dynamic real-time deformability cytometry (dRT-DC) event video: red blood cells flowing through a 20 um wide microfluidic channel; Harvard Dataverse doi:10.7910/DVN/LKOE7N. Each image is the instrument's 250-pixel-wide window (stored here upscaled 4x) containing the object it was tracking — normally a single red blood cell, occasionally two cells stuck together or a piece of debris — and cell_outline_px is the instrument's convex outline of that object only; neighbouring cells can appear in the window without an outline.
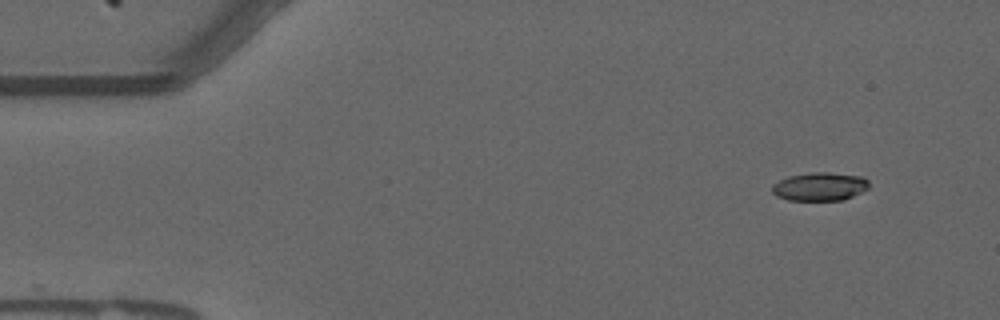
{"species": "common noctule bat (a hibernating species)", "species_latin": "Nyctalus noctula", "temperature_condition": "warm", "stored_images_in_passage": 51, "camera_frame_rate_fps": 3000, "um_per_image_px": 0.085, "animal": {"sex": "male", "forearm_length_mm": 52.5}, "frame": {"image": 1, "passage_image": 1, "time_ms": 0.0, "image_size_px": [1000, 320], "cell_outline_px": [[868, 188], [844, 200], [788, 200], [776, 196], [772, 192], [772, 184], [788, 176], [812, 172], [828, 172], [864, 176], [868, 180]], "centroid_in_image_um": [69.67, 15.85], "position_along_channel_um": 15.3, "area_um2": 16.07}}
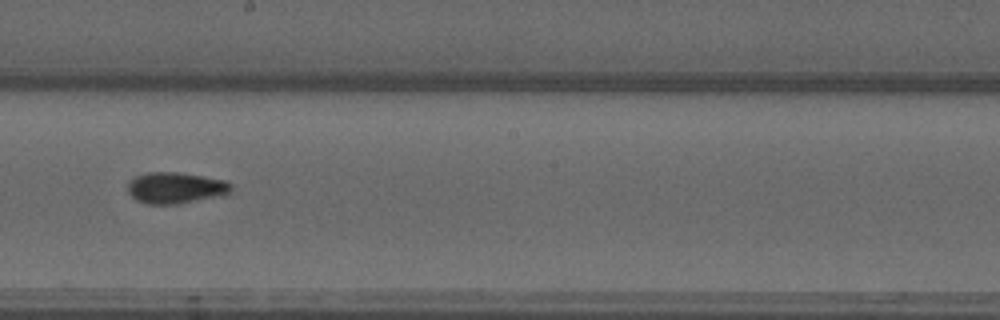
{"frame": {"image": 2, "passage_image": 27, "time_ms": 8.667, "image_size_px": [1000, 320], "cell_outline_px": [[232, 192], [224, 196], [180, 204], [148, 204], [136, 200], [128, 192], [128, 184], [136, 176], [148, 172], [176, 172], [204, 176], [224, 180], [232, 184]], "centroid_in_image_um": [14.99, 15.98], "position_along_channel_um": 233.2, "area_um2": 19.07}}
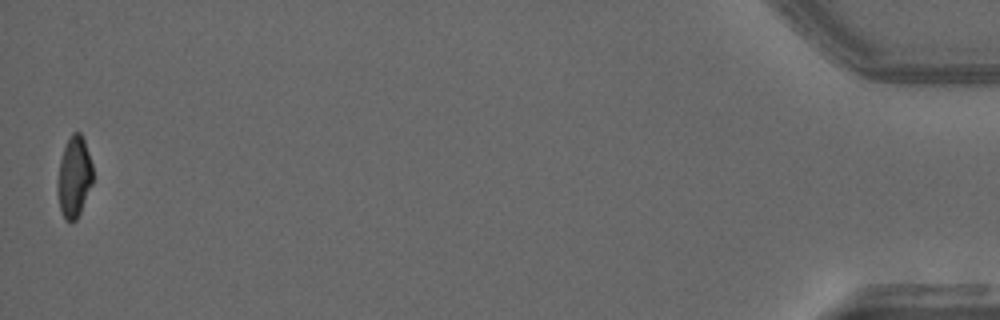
{"frame": {"image": 3, "passage_image": 51, "time_ms": 16.667, "image_size_px": [1000, 320], "cell_outline_px": [[92, 184], [80, 212], [76, 220], [72, 224], [64, 220], [60, 208], [56, 188], [56, 184], [60, 160], [64, 148], [72, 132], [80, 132], [84, 140], [92, 164]], "centroid_in_image_um": [6.28, 15.08], "position_along_channel_um": 428.9, "area_um2": 16.7}, "authors_computed_cell_mechanics": {"area_um2": 17.4556, "velocity_mm_per_s": 3.7012, "shape_relaxation_time_tau1_ms": null, "shape_relaxation_time_tau2_ms": 3.6997, "deformation_change_tau1": null, "deformation_change_tau2": 0.0931}}